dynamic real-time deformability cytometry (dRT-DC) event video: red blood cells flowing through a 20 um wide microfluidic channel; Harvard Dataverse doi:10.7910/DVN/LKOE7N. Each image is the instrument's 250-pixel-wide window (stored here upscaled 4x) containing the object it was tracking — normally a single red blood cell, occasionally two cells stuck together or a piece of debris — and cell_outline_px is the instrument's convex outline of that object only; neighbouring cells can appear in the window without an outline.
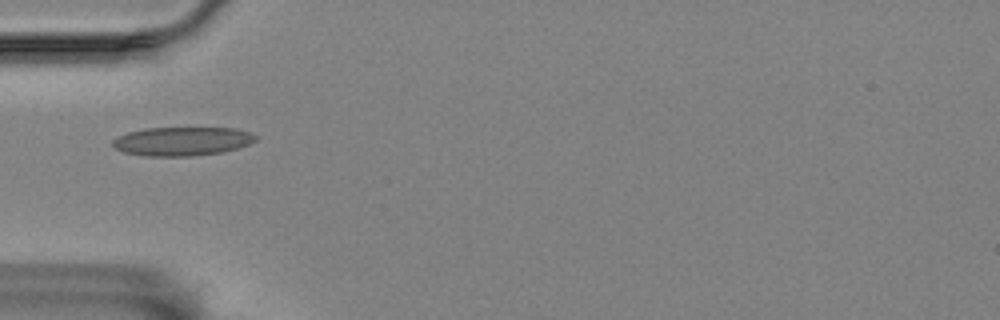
{"species": "Egyptian fruit bat (a non-hibernating species)", "species_latin": "Rousettus aegyptiacus", "temperature_condition": "room temperature", "stored_images_in_passage": 40, "camera_frame_rate_fps": 3000, "um_per_image_px": 0.085, "animal": {"sex": "female"}, "frame": {"image": 1, "passage_image": 1, "time_ms": 0.0, "image_size_px": [1000, 320], "cell_outline_px": [[256, 140], [248, 144], [236, 148], [220, 152], [192, 156], [144, 156], [124, 152], [116, 148], [112, 144], [112, 140], [128, 132], [144, 128], [236, 128], [248, 132], [256, 136]], "centroid_in_image_um": [15.45, 12.0], "position_along_channel_um": 69.5, "area_um2": 23.76}}
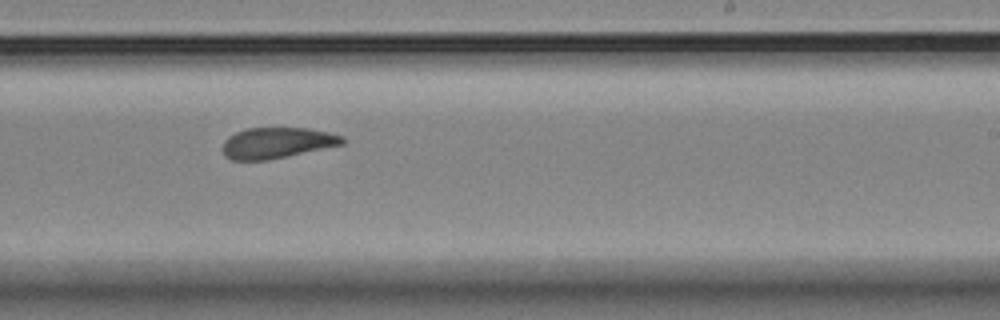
{"frame": {"image": 2, "passage_image": 18, "time_ms": 5.667, "image_size_px": [1000, 320], "cell_outline_px": [[344, 144], [268, 160], [232, 160], [224, 156], [224, 140], [228, 136], [236, 132], [248, 128], [308, 128], [328, 132], [344, 136]], "centroid_in_image_um": [23.54, 12.14], "position_along_channel_um": 265.5, "area_um2": 21.44}}
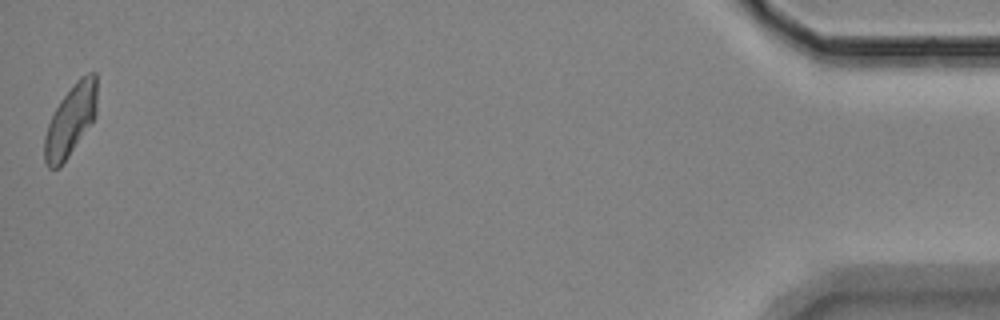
{"frame": {"image": 3, "passage_image": 40, "time_ms": 13.0, "image_size_px": [1000, 320], "cell_outline_px": [[96, 116], [60, 168], [48, 168], [44, 160], [44, 136], [48, 124], [60, 100], [76, 80], [80, 76], [88, 72], [96, 72]], "centroid_in_image_um": [5.99, 10.23], "position_along_channel_um": 429.2, "area_um2": 21.68}, "authors_computed_cell_mechanics": {"area_um2": 22.0507, "velocity_mm_per_s": 3.4509, "shape_relaxation_time_tau1_ms": null, "shape_relaxation_time_tau2_ms": 2.257, "deformation_change_tau1": null, "deformation_change_tau2": 0.0819}}